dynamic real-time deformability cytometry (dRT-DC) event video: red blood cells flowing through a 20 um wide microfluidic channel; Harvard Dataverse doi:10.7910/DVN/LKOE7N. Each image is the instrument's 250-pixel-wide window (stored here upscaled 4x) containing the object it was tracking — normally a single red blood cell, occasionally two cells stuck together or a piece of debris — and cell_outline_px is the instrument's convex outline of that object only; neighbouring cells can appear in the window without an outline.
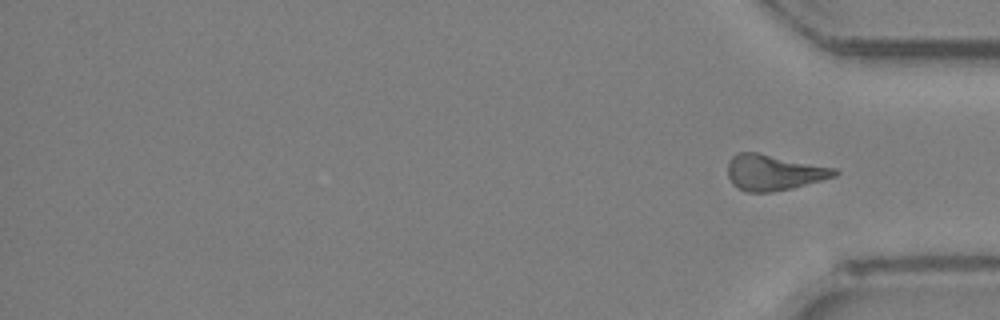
{"species": "Egyptian fruit bat (a non-hibernating species)", "species_latin": "Rousettus aegyptiacus", "temperature_condition": "room temperature", "stored_images_in_passage": 18, "segment_of_instrument_passage": [2, 2], "camera_frame_rate_fps": 3000, "um_per_image_px": 0.085, "animal": {"sex": "female"}, "frame": {"image": 1, "passage_image": 18, "time_ms": 5.667, "image_size_px": [1000, 320], "cell_outline_px": [[840, 172], [836, 176], [792, 188], [768, 192], [748, 192], [732, 184], [728, 176], [728, 160], [736, 152], [756, 152], [836, 168]], "centroid_in_image_um": [65.76, 14.65], "position_along_channel_um": 369.4, "area_um2": 22.14}}